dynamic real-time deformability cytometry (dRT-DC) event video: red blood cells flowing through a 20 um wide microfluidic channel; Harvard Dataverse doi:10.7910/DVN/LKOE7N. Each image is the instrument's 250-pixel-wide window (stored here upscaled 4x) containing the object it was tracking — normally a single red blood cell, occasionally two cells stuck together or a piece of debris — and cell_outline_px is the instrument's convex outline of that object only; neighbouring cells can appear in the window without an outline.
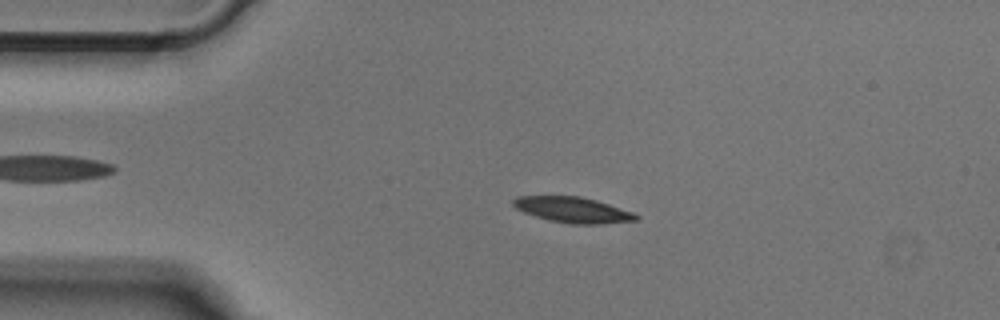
{"species": "Egyptian fruit bat (a non-hibernating species)", "species_latin": "Rousettus aegyptiacus", "temperature_condition": "cold", "stored_images_in_passage": 50, "camera_frame_rate_fps": 3000, "um_per_image_px": 0.085, "animal": {"sex": "male"}, "frame": {"image": 1, "passage_image": 10, "time_ms": 3.0, "image_size_px": [1000, 320], "cell_outline_px": [[640, 216], [636, 220], [600, 224], [572, 224], [548, 220], [524, 212], [516, 208], [512, 204], [512, 200], [516, 196], [580, 196], [596, 200], [632, 212]], "centroid_in_image_um": [48.66, 17.83], "position_along_channel_um": 36.3, "area_um2": 18.21}}
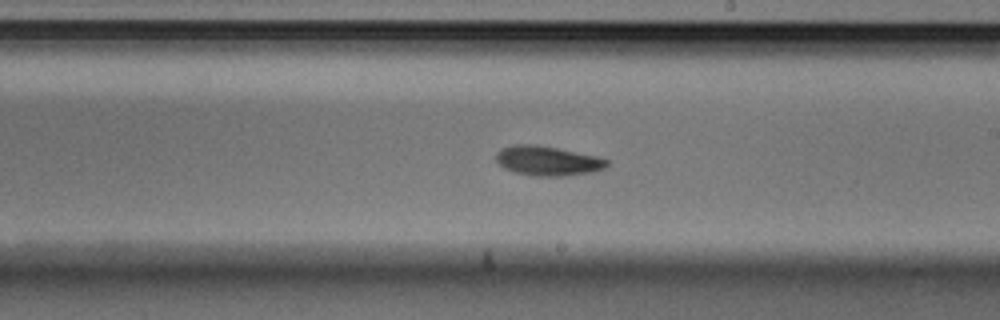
{"frame": {"image": 2, "passage_image": 28, "time_ms": 9.0, "image_size_px": [1000, 320], "cell_outline_px": [[608, 168], [592, 172], [564, 176], [536, 176], [516, 172], [504, 168], [496, 160], [496, 152], [500, 148], [516, 144], [536, 144], [596, 156], [608, 160]], "centroid_in_image_um": [46.55, 13.67], "position_along_channel_um": 242.4, "area_um2": 19.07}}
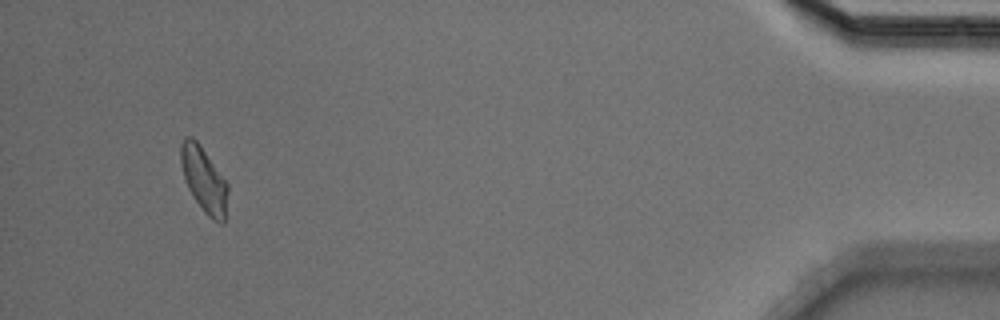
{"frame": {"image": 3, "passage_image": 47, "time_ms": 15.333, "image_size_px": [1000, 320], "cell_outline_px": [[228, 192], [224, 224], [212, 220], [204, 212], [192, 196], [184, 180], [180, 160], [180, 144], [184, 136], [192, 136], [196, 140], [228, 184]], "centroid_in_image_um": [17.31, 15.28], "position_along_channel_um": 417.9, "area_um2": 17.86}}